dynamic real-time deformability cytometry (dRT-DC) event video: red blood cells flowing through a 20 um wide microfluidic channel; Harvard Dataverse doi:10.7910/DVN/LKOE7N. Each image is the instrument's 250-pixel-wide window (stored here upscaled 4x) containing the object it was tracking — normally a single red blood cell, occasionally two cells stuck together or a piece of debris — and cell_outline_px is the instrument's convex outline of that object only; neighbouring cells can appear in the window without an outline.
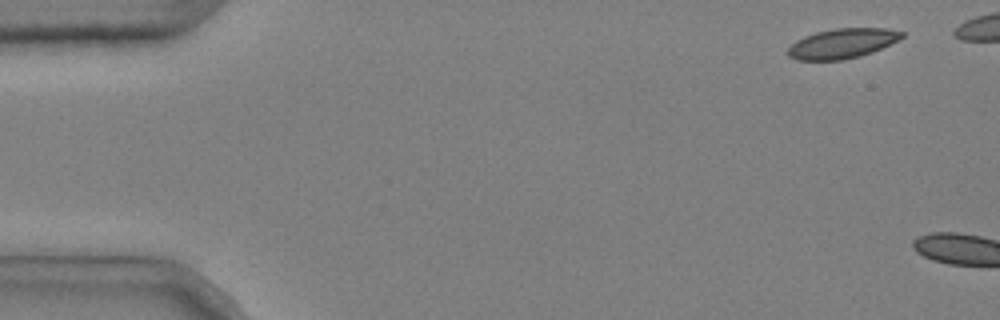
{"species": "common noctule bat (a hibernating species)", "species_latin": "Nyctalus noctula", "temperature_condition": "cold", "stored_images_in_passage": 2, "camera_frame_rate_fps": 3000, "um_per_image_px": 0.085, "animal": {"sex": "male", "body_mass_g": 20.4}, "frame": {"image": 1, "passage_image": 1, "time_ms": 0.0, "image_size_px": [1000, 320], "cell_outline_px": [[904, 36], [872, 52], [860, 56], [840, 60], [796, 60], [788, 56], [788, 48], [796, 40], [804, 36], [816, 32], [836, 28], [888, 28], [904, 32]], "centroid_in_image_um": [71.56, 3.69], "position_along_channel_um": 13.4, "area_um2": 19.65}}